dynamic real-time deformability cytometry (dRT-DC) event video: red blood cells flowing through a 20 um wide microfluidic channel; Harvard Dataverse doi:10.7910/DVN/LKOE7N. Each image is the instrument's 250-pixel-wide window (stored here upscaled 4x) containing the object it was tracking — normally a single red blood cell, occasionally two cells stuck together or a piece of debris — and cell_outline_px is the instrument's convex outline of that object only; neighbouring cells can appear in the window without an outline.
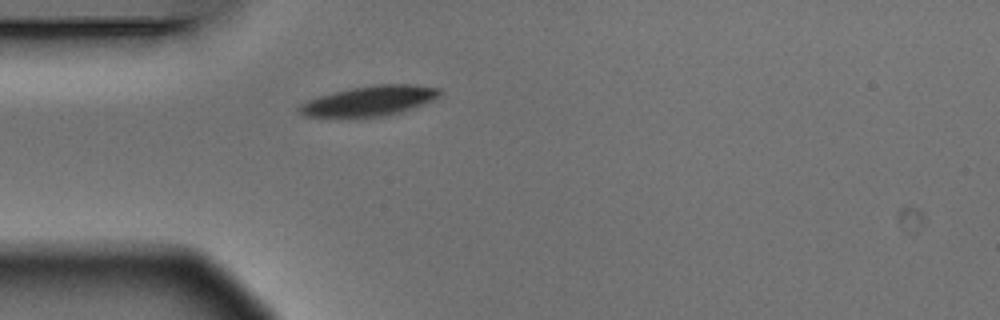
{"species": "Egyptian fruit bat (a non-hibernating species)", "species_latin": "Rousettus aegyptiacus", "temperature_condition": "warm", "stored_images_in_passage": 4, "camera_frame_rate_fps": 3000, "um_per_image_px": 0.085, "animal": {"sex": "male"}, "frame": {"image": 1, "passage_image": 1, "time_ms": 0.0, "image_size_px": [1000, 320], "cell_outline_px": [[444, 92], [440, 96], [424, 104], [388, 116], [304, 116], [296, 108], [300, 104], [308, 100], [320, 96], [352, 88], [372, 84], [412, 84], [440, 88]], "centroid_in_image_um": [31.47, 8.56], "position_along_channel_um": 53.5, "area_um2": 24.33}}